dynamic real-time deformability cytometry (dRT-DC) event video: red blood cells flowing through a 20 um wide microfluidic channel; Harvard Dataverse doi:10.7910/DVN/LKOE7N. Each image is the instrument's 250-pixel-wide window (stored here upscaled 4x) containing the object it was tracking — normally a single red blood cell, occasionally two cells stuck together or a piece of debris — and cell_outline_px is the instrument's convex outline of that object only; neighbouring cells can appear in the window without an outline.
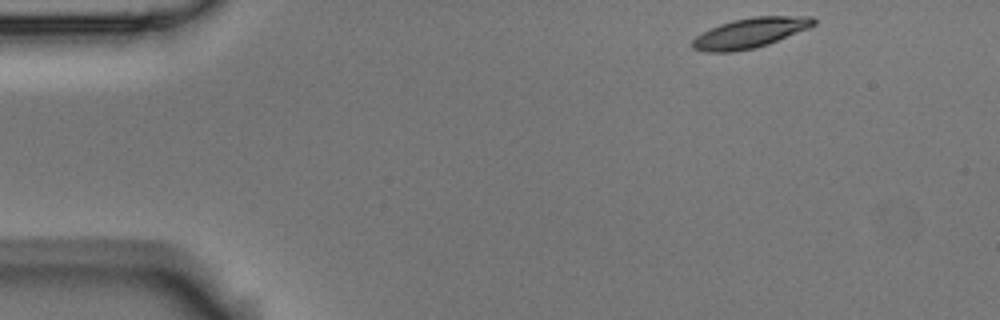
{"species": "Egyptian fruit bat (a non-hibernating species)", "species_latin": "Rousettus aegyptiacus", "temperature_condition": "room temperature", "stored_images_in_passage": 51, "camera_frame_rate_fps": 3000, "um_per_image_px": 0.085, "animal": {"sex": "male"}, "frame": {"image": 1, "passage_image": 1, "time_ms": 0.0, "image_size_px": [1000, 320], "cell_outline_px": [[816, 24], [808, 28], [768, 44], [756, 48], [732, 52], [704, 52], [692, 48], [692, 40], [696, 36], [720, 24], [732, 20], [752, 16], [812, 16], [816, 20]], "centroid_in_image_um": [63.76, 2.8], "position_along_channel_um": 21.2, "area_um2": 21.15}}
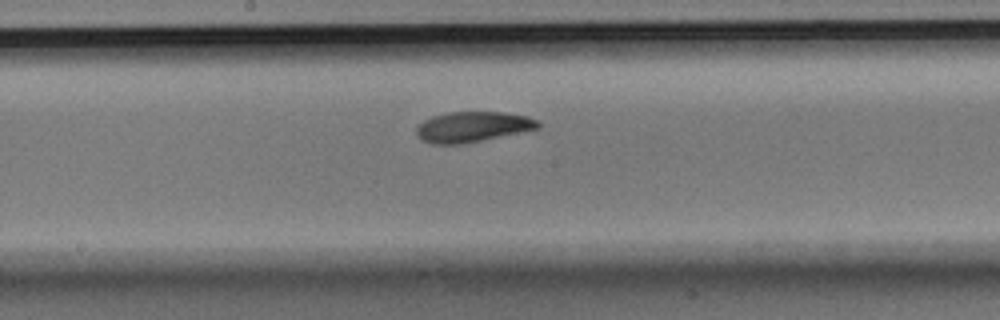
{"frame": {"image": 2, "passage_image": 24, "time_ms": 7.667, "image_size_px": [1000, 320], "cell_outline_px": [[540, 128], [464, 144], [432, 144], [420, 140], [416, 136], [416, 128], [424, 120], [432, 116], [448, 112], [504, 112], [528, 116], [540, 120]], "centroid_in_image_um": [40.17, 10.78], "position_along_channel_um": 208.0, "area_um2": 21.79}}
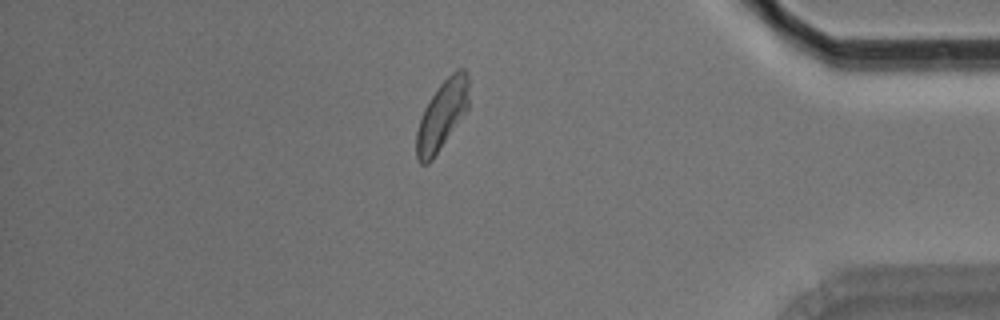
{"frame": {"image": 3, "passage_image": 43, "time_ms": 14.0, "image_size_px": [1000, 320], "cell_outline_px": [[468, 108], [432, 160], [428, 164], [420, 164], [416, 160], [416, 132], [424, 108], [440, 84], [456, 68], [464, 68], [468, 76]], "centroid_in_image_um": [37.55, 9.79], "position_along_channel_um": 397.6, "area_um2": 20.87}, "authors_computed_cell_mechanics": {"area_um2": 21.2704, "velocity_mm_per_s": 3.5175, "shape_relaxation_time_tau1_ms": 3.9368, "shape_relaxation_time_tau2_ms": 5.8348, "deformation_change_tau1": 0.1249, "deformation_change_tau2": 0.1123}}